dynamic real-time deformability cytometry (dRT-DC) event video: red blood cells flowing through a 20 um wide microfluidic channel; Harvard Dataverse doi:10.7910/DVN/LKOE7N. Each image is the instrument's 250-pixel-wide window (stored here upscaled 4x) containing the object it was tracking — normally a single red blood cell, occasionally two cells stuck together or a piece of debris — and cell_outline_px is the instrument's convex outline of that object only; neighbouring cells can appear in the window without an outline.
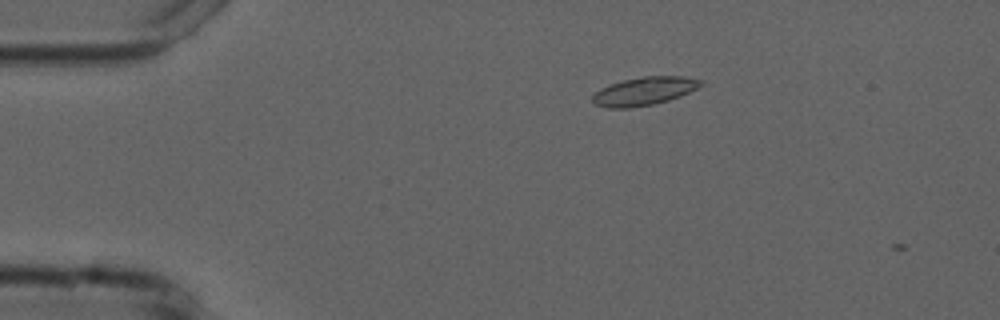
{"species": "common noctule bat (a hibernating species)", "species_latin": "Nyctalus noctula", "temperature_condition": "cold", "stored_images_in_passage": 3, "camera_frame_rate_fps": 3000, "um_per_image_px": 0.085, "animal": {"sex": "male", "forearm_length_mm": 52.5}, "frame": {"image": 1, "passage_image": 2, "time_ms": 0.333, "image_size_px": [1000, 320], "cell_outline_px": [[704, 84], [680, 96], [668, 100], [652, 104], [628, 108], [608, 108], [596, 104], [592, 100], [592, 96], [600, 88], [608, 84], [624, 80], [644, 76], [684, 76], [704, 80]], "centroid_in_image_um": [54.76, 7.73], "position_along_channel_um": 30.2, "area_um2": 17.74}}